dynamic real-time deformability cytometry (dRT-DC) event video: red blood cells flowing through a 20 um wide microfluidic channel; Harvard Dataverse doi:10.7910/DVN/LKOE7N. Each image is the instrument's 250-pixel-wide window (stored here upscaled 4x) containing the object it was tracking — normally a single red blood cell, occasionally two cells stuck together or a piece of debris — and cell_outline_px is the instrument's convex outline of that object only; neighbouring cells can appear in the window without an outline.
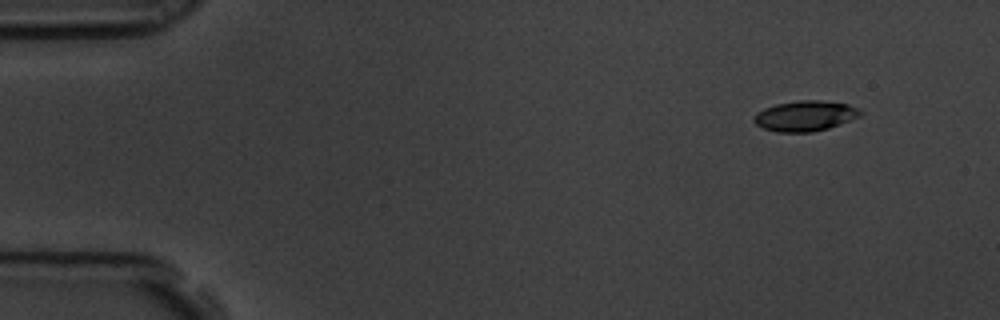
{"species": "common noctule bat (a hibernating species)", "species_latin": "Nyctalus noctula", "temperature_condition": "room temperature", "stored_images_in_passage": 14, "camera_frame_rate_fps": 3000, "um_per_image_px": 0.085, "animal": {"sex": "male", "body_mass_g": 19.5, "forearm_length_mm": 54.6}, "frame": {"image": 1, "passage_image": 1, "time_ms": 0.0, "image_size_px": [1000, 320], "cell_outline_px": [[864, 112], [860, 116], [840, 124], [828, 128], [812, 132], [776, 132], [764, 128], [756, 124], [752, 120], [756, 112], [764, 108], [776, 104], [800, 100], [820, 100], [848, 104]], "centroid_in_image_um": [68.42, 9.85], "position_along_channel_um": 16.6, "area_um2": 18.84}}
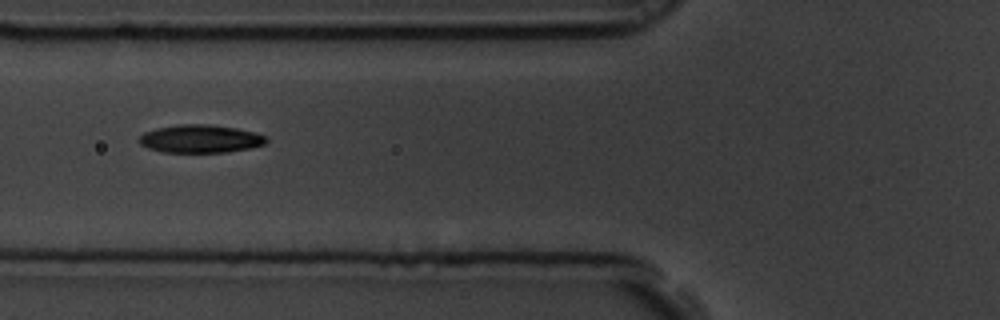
{"frame": {"image": 2, "passage_image": 5, "time_ms": 1.333, "image_size_px": [1000, 320], "cell_outline_px": [[268, 140], [264, 144], [248, 148], [224, 152], [164, 152], [148, 148], [140, 144], [136, 140], [144, 132], [156, 128], [180, 124], [208, 124], [236, 128], [256, 132], [264, 136]], "centroid_in_image_um": [16.99, 11.79], "position_along_channel_um": 108.8, "area_um2": 20.69}}
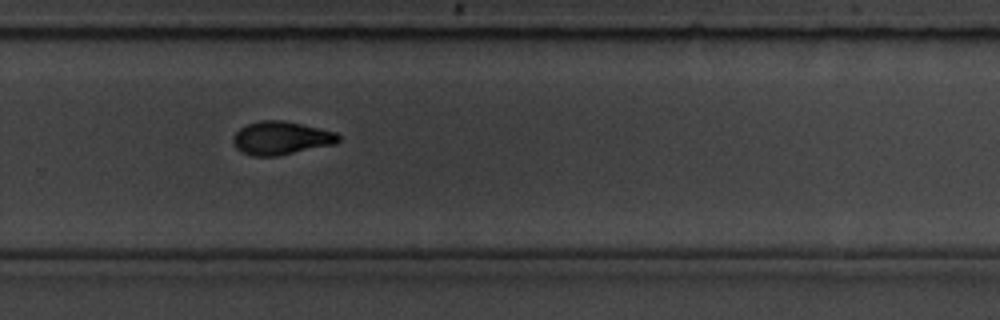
{"frame": {"image": 3, "passage_image": 10, "time_ms": 3.0, "image_size_px": [1000, 320], "cell_outline_px": [[340, 140], [336, 144], [280, 156], [252, 156], [240, 152], [236, 148], [232, 140], [236, 132], [240, 128], [248, 124], [260, 120], [280, 120], [320, 128], [336, 132], [340, 136]], "centroid_in_image_um": [23.9, 11.75], "position_along_channel_um": 305.9, "area_um2": 20.58}}